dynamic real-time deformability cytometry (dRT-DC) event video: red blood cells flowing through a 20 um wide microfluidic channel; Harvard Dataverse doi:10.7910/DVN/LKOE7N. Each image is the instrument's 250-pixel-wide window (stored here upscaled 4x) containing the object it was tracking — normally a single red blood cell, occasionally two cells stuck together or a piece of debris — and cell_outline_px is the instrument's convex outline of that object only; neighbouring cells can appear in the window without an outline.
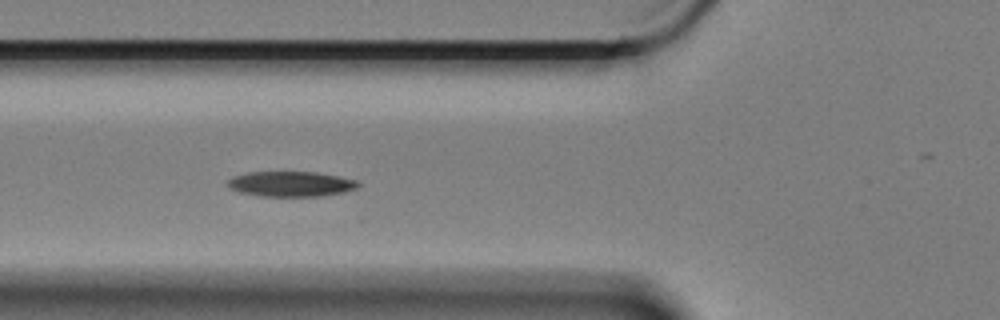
{"species": "Egyptian fruit bat (a non-hibernating species)", "species_latin": "Rousettus aegyptiacus", "temperature_condition": "cold", "stored_images_in_passage": 5, "camera_frame_rate_fps": 3000, "um_per_image_px": 0.085, "animal": {"sex": "female"}, "frame": {"image": 1, "passage_image": 4, "time_ms": 1.0, "image_size_px": [1000, 320], "cell_outline_px": [[360, 184], [356, 188], [344, 192], [324, 196], [260, 196], [240, 192], [228, 188], [228, 180], [232, 176], [248, 172], [316, 172], [356, 180]], "centroid_in_image_um": [24.7, 15.64], "position_along_channel_um": 101.1, "area_um2": 19.13}}
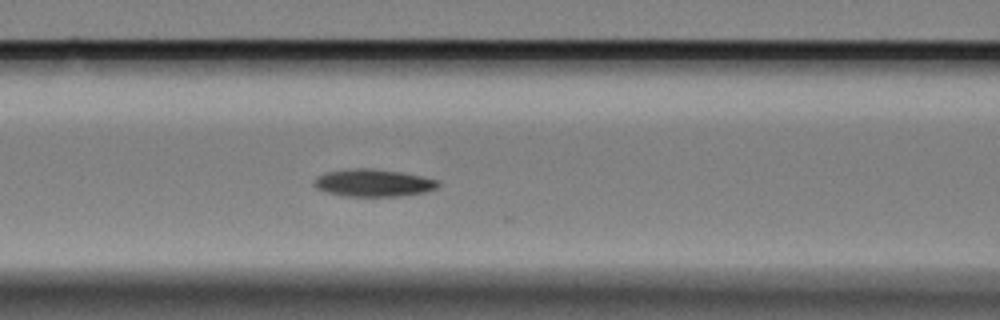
{"frame": {"image": 2, "passage_image": 5, "time_ms": 1.333, "image_size_px": [1000, 320], "cell_outline_px": [[440, 184], [436, 188], [424, 192], [400, 196], [344, 196], [324, 192], [316, 188], [312, 184], [312, 180], [316, 176], [324, 172], [348, 168], [372, 168], [400, 172], [440, 180]], "centroid_in_image_um": [31.65, 15.54], "position_along_channel_um": 134.9, "area_um2": 20.11}}